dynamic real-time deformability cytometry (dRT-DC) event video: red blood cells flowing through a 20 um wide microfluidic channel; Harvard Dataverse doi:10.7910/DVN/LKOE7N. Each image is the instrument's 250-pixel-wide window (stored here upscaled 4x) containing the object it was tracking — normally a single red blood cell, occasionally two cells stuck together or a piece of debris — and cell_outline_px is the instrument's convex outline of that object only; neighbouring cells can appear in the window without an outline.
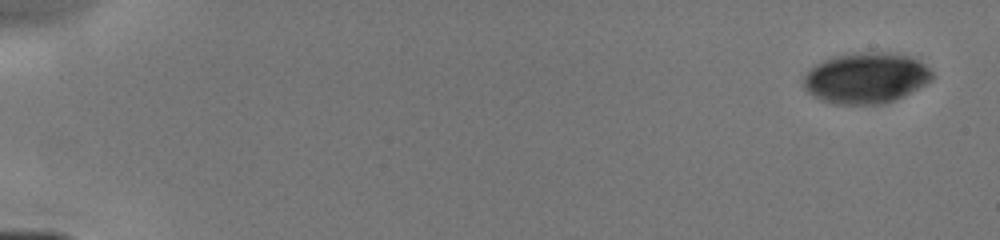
{"species": "human", "species_latin": "Homo sapiens", "temperature_condition": "cold", "stored_images_in_passage": 53, "camera_frame_rate_fps": 3000, "um_per_image_px": 0.085, "donor": {"sex": "male"}, "frame": {"image": 1, "passage_image": 1, "time_ms": 0.0, "image_size_px": [1000, 240], "cell_outline_px": [[932, 80], [904, 96], [896, 100], [884, 104], [832, 104], [820, 100], [812, 96], [804, 88], [804, 76], [816, 64], [832, 56], [860, 52], [888, 52], [908, 56], [924, 64], [932, 72]], "centroid_in_image_um": [73.59, 6.64], "position_along_channel_um": 11.4, "area_um2": 38.09}}
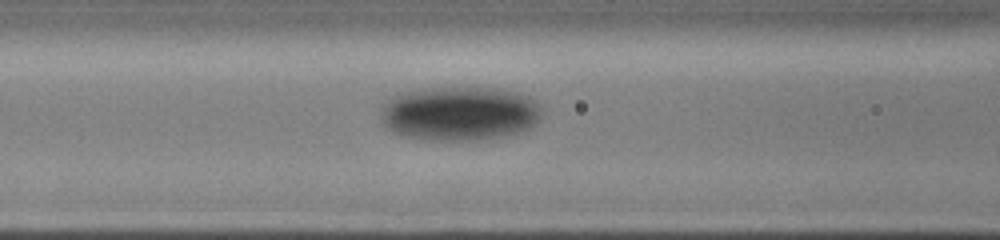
{"frame": {"image": 2, "passage_image": 30, "time_ms": 6.667, "image_size_px": [1000, 240], "cell_outline_px": [[540, 120], [524, 132], [500, 136], [468, 140], [436, 140], [404, 136], [388, 128], [384, 124], [380, 112], [380, 108], [384, 100], [396, 92], [420, 88], [500, 88], [520, 92], [536, 100], [540, 104]], "centroid_in_image_um": [39.05, 9.61], "position_along_channel_um": 127.6, "area_um2": 51.44}}
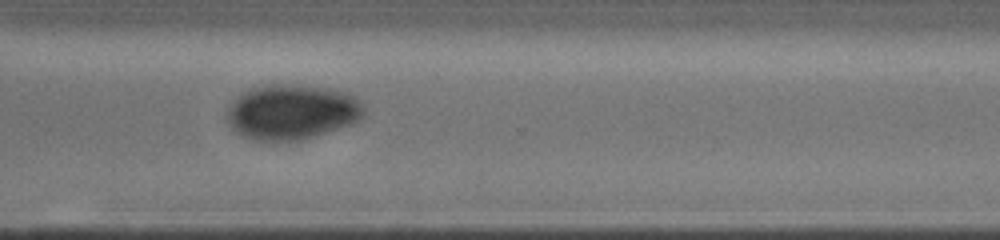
{"frame": {"image": 3, "passage_image": 52, "time_ms": 11.667, "image_size_px": [1000, 240], "cell_outline_px": [[364, 112], [352, 124], [300, 140], [256, 140], [244, 136], [236, 132], [228, 124], [224, 116], [228, 108], [236, 96], [248, 88], [272, 84], [280, 84], [332, 88], [344, 92], [360, 100], [364, 108]], "centroid_in_image_um": [24.75, 9.5], "position_along_channel_um": 345.9, "area_um2": 43.81}}